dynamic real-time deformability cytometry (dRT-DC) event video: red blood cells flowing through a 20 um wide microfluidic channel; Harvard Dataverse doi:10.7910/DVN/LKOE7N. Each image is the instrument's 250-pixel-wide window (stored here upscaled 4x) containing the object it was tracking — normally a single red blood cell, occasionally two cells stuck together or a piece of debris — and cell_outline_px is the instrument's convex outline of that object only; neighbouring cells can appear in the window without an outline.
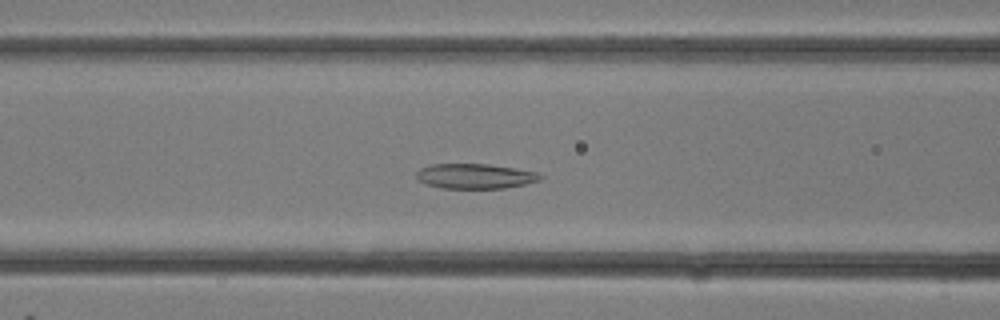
{"species": "common noctule bat (a hibernating species)", "species_latin": "Nyctalus noctula", "temperature_condition": "room temperature", "stored_images_in_passage": 30, "camera_frame_rate_fps": 3000, "um_per_image_px": 0.085, "animal": {"sex": "female"}, "frame": {"image": 1, "passage_image": 12, "time_ms": 3.667, "image_size_px": [1000, 320], "cell_outline_px": [[544, 176], [540, 180], [524, 184], [504, 188], [440, 188], [428, 184], [420, 180], [416, 176], [416, 172], [420, 168], [428, 164], [488, 164], [540, 172]], "centroid_in_image_um": [40.4, 14.96], "position_along_channel_um": 126.2, "area_um2": 18.03}}
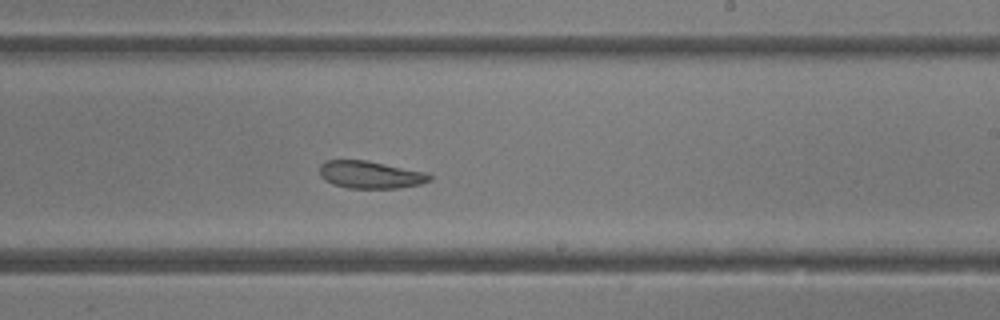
{"frame": {"image": 2, "passage_image": 18, "time_ms": 5.667, "image_size_px": [1000, 320], "cell_outline_px": [[432, 180], [420, 184], [400, 188], [348, 188], [332, 184], [324, 180], [320, 176], [320, 164], [324, 160], [368, 160], [428, 172], [432, 176]], "centroid_in_image_um": [31.5, 14.84], "position_along_channel_um": 257.5, "area_um2": 17.92}}
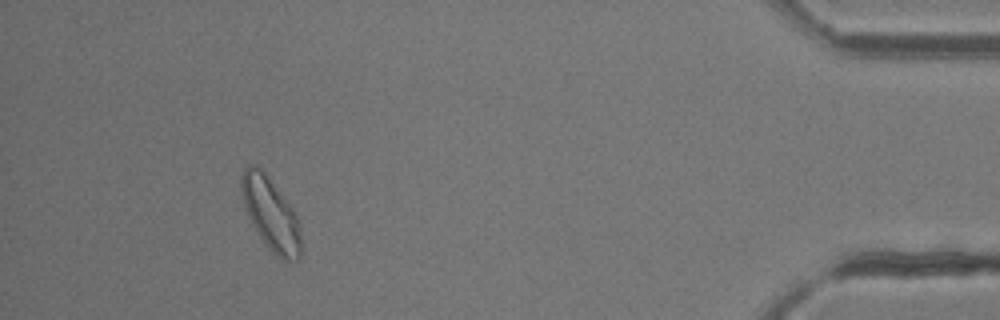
{"frame": {"image": 3, "passage_image": 28, "time_ms": 9.0, "image_size_px": [1000, 320], "cell_outline_px": [[300, 256], [296, 260], [284, 260], [276, 256], [268, 248], [260, 236], [248, 216], [244, 204], [240, 188], [240, 176], [244, 168], [248, 164], [256, 164], [264, 168], [296, 212], [300, 220]], "centroid_in_image_um": [23.01, 18.09], "position_along_channel_um": 412.2, "area_um2": 25.78}}